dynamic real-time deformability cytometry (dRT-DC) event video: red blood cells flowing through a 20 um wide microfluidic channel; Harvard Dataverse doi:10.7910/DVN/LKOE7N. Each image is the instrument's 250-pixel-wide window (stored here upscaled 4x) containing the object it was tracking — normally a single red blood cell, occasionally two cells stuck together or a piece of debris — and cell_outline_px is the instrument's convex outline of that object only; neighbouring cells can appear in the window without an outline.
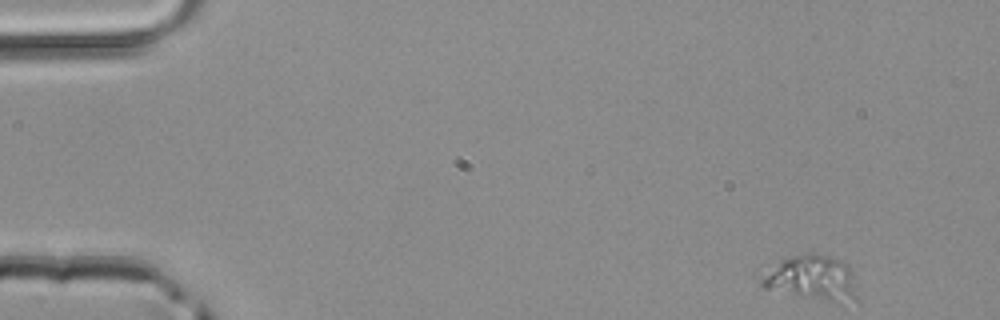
{"species": "common noctule bat (a hibernating species)", "species_latin": "Nyctalus noctula", "temperature_condition": "room temperature", "stored_images_in_passage": 12, "camera_frame_rate_fps": 3000, "um_per_image_px": 0.085, "animal": {"sex": "male", "body_mass_g": 20.4}, "frame": {"image": 1, "passage_image": 1, "time_ms": 0.0, "image_size_px": [1000, 320], "cell_outline_px": [[860, 304], [764, 288], [760, 284], [756, 268], [804, 252], [808, 252], [828, 256], [844, 264], [848, 268], [860, 300]], "centroid_in_image_um": [68.86, 23.57], "position_along_channel_um": 16.1, "area_um2": 25.03}}
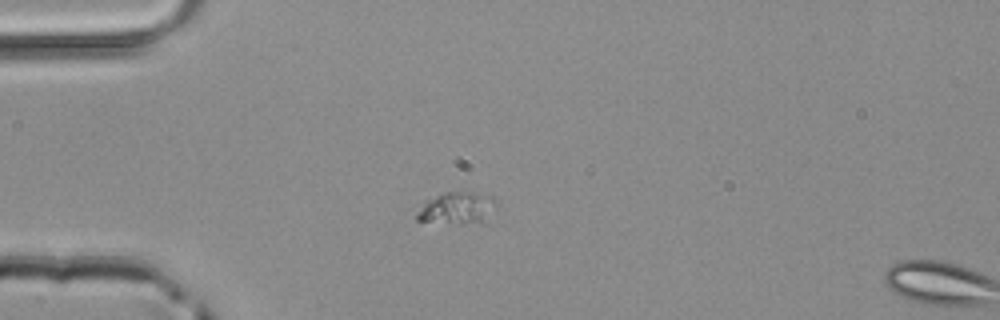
{"frame": {"image": 2, "passage_image": 10, "time_ms": 3.0, "image_size_px": [1000, 320], "cell_outline_px": [[488, 224], [460, 224], [416, 220], [416, 212], [428, 200], [444, 192], [472, 192], [480, 196]], "centroid_in_image_um": [38.56, 17.77], "position_along_channel_um": 46.4, "area_um2": 13.18}}